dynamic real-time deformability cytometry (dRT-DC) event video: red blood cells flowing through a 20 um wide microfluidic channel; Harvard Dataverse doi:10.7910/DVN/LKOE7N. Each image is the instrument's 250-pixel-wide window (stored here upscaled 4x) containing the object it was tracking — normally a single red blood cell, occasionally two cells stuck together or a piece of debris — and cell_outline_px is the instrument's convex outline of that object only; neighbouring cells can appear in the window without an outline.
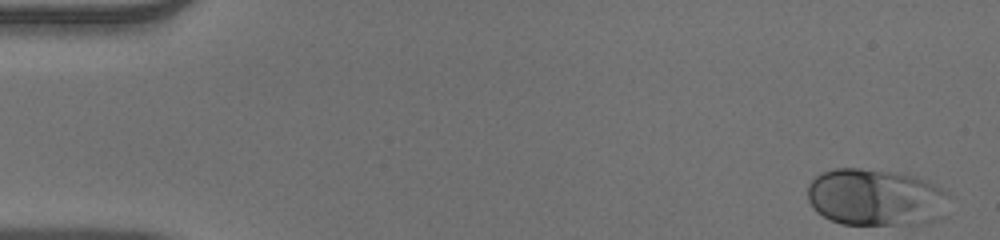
{"species": "human", "species_latin": "Homo sapiens", "temperature_condition": "warm", "stored_images_in_passage": 51, "camera_frame_rate_fps": 3000, "um_per_image_px": 0.085, "donor": {"sex": "male"}, "frame": {"image": 1, "passage_image": 1, "time_ms": 0.0, "image_size_px": [1000, 240], "cell_outline_px": [[948, 196], [936, 220], [920, 224], [840, 224], [816, 212], [812, 208], [808, 200], [808, 184], [820, 172], [836, 168], [860, 168], [888, 172], [912, 176], [924, 180], [940, 188]], "centroid_in_image_um": [74.33, 16.78], "position_along_channel_um": 10.7, "area_um2": 46.36}}
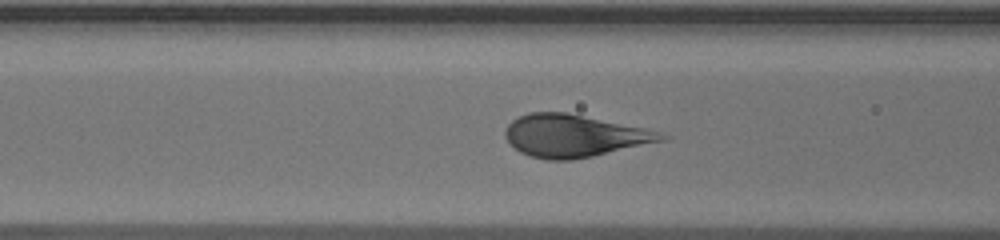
{"frame": {"image": 2, "passage_image": 20, "time_ms": 6.333, "image_size_px": [1000, 240], "cell_outline_px": [[672, 136], [668, 140], [592, 156], [572, 160], [548, 160], [532, 156], [520, 152], [504, 136], [504, 132], [508, 124], [512, 120], [528, 112], [568, 112], [664, 132]], "centroid_in_image_um": [48.86, 11.53], "position_along_channel_um": 117.7, "area_um2": 38.73}}
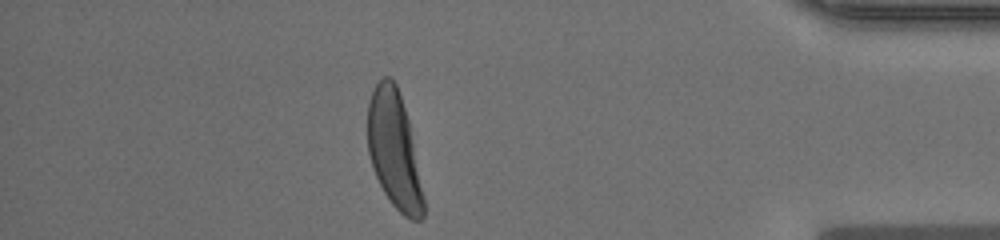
{"frame": {"image": 3, "passage_image": 45, "time_ms": 14.667, "image_size_px": [1000, 240], "cell_outline_px": [[424, 216], [420, 220], [412, 220], [404, 216], [392, 204], [384, 192], [372, 168], [368, 152], [368, 104], [372, 92], [376, 84], [384, 76], [388, 76], [396, 84], [408, 120], [424, 196]], "centroid_in_image_um": [33.5, 12.78], "position_along_channel_um": 401.7, "area_um2": 37.57}}